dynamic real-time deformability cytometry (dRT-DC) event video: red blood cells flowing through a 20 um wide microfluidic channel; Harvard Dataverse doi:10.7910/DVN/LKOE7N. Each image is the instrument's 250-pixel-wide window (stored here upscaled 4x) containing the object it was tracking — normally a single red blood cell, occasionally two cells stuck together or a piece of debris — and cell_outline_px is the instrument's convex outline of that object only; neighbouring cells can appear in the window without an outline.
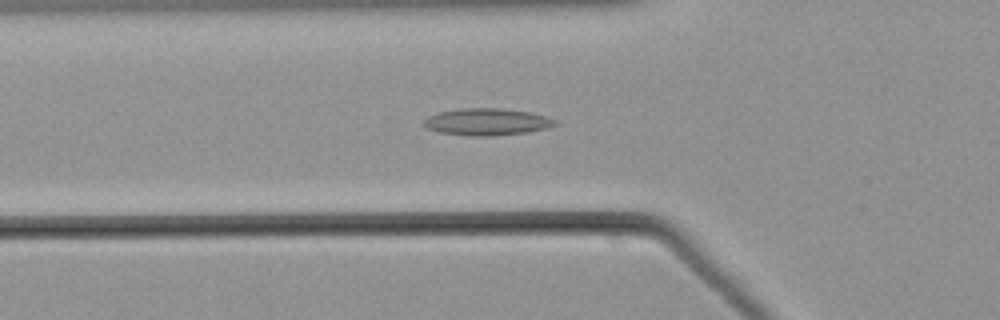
{"species": "common noctule bat (a hibernating species)", "species_latin": "Nyctalus noctula", "temperature_condition": "warm", "stored_images_in_passage": 55, "camera_frame_rate_fps": 3000, "um_per_image_px": 0.085, "animal": {"sex": "male", "body_mass_g": 21.5, "forearm_length_mm": 52.0}, "frame": {"image": 1, "passage_image": 19, "time_ms": 6.0, "image_size_px": [1000, 320], "cell_outline_px": [[560, 124], [528, 132], [492, 136], [472, 136], [440, 132], [428, 128], [424, 124], [424, 120], [428, 116], [440, 112], [460, 108], [504, 108], [532, 112], [556, 120]], "centroid_in_image_um": [41.42, 10.35], "position_along_channel_um": 84.4, "area_um2": 20.58}}
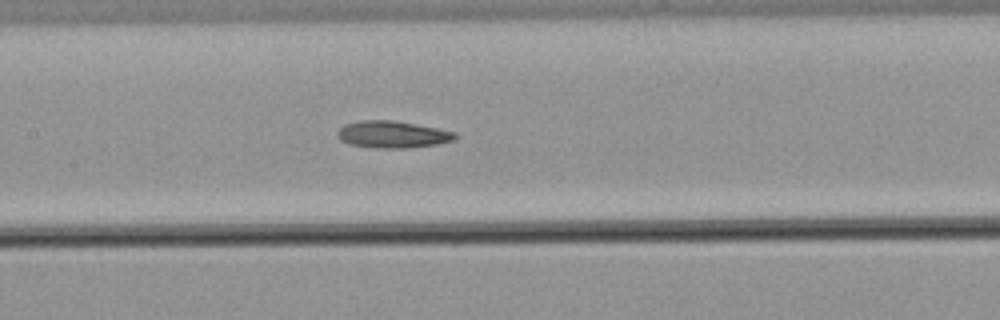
{"frame": {"image": 2, "passage_image": 26, "time_ms": 8.333, "image_size_px": [1000, 320], "cell_outline_px": [[460, 136], [456, 140], [436, 144], [408, 148], [376, 148], [348, 144], [340, 140], [336, 136], [336, 132], [344, 124], [360, 120], [392, 120], [436, 128], [456, 132]], "centroid_in_image_um": [33.35, 11.43], "position_along_channel_um": 174.0, "area_um2": 18.67}}
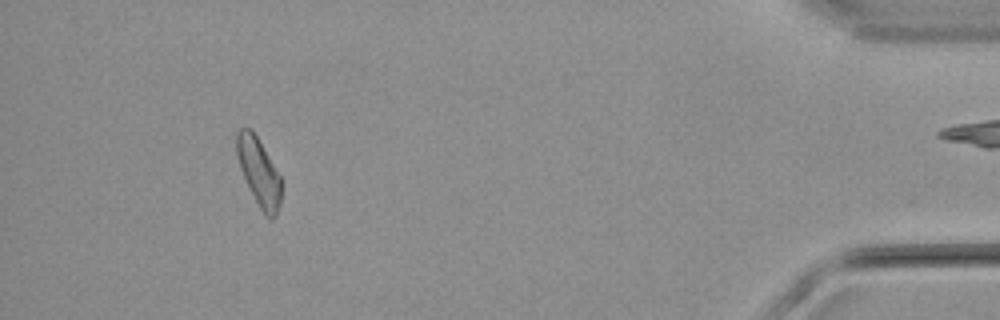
{"frame": {"image": 3, "passage_image": 50, "time_ms": 16.333, "image_size_px": [1000, 320], "cell_outline_px": [[280, 204], [276, 216], [272, 220], [268, 220], [260, 208], [240, 168], [236, 152], [236, 132], [240, 128], [248, 128], [256, 136], [280, 176]], "centroid_in_image_um": [21.99, 14.65], "position_along_channel_um": 413.2, "area_um2": 17.05}}